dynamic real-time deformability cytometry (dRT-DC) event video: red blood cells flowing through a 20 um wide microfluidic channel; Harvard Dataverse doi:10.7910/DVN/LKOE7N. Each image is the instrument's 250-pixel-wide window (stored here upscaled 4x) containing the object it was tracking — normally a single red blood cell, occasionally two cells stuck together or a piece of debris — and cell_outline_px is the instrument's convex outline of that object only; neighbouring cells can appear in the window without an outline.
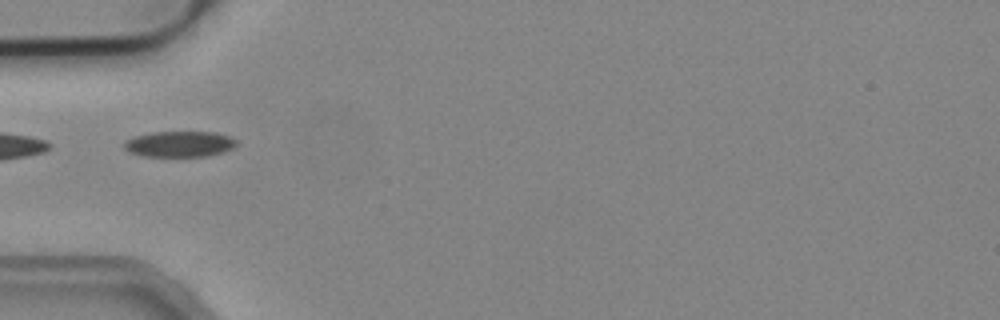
{"species": "common noctule bat (a hibernating species)", "species_latin": "Nyctalus noctula", "temperature_condition": "cold", "stored_images_in_passage": 6, "segment_of_instrument_passage": [2, 2], "camera_frame_rate_fps": 3000, "um_per_image_px": 0.085, "animal": {"sex": "male", "body_mass_g": 19.2, "forearm_length_mm": 51.8}, "frame": {"image": 1, "passage_image": 5, "time_ms": 1.333, "image_size_px": [1000, 320], "cell_outline_px": [[240, 144], [224, 152], [208, 156], [144, 156], [128, 152], [124, 148], [124, 140], [136, 136], [152, 132], [216, 132], [232, 136]], "centroid_in_image_um": [15.3, 12.24], "position_along_channel_um": 69.7, "area_um2": 17.11}}